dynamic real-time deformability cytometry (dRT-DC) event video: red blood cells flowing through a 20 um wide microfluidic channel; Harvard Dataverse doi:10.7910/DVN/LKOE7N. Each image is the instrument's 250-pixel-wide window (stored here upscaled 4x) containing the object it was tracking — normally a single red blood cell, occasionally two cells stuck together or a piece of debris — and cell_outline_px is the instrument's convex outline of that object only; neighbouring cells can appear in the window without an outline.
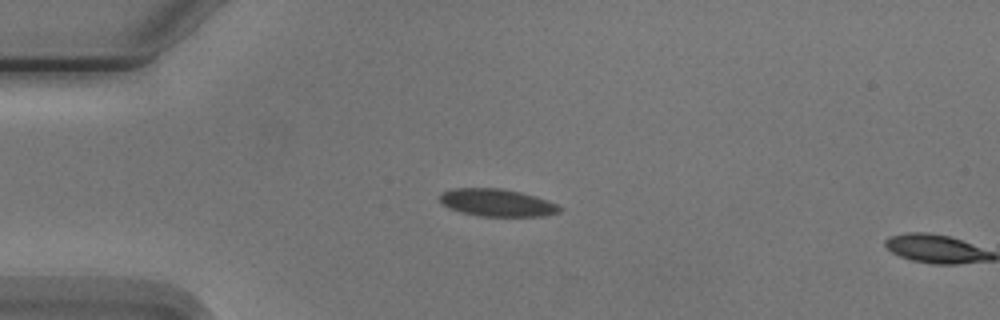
{"species": "Egyptian fruit bat (a non-hibernating species)", "species_latin": "Rousettus aegyptiacus", "temperature_condition": "cold", "stored_images_in_passage": 4, "camera_frame_rate_fps": 3000, "um_per_image_px": 0.085, "animal": {"sex": "male"}, "frame": {"image": 1, "passage_image": 3, "time_ms": 2.333, "image_size_px": [1000, 320], "cell_outline_px": [[564, 208], [560, 212], [544, 216], [480, 216], [460, 212], [448, 208], [440, 204], [440, 192], [452, 188], [500, 188], [520, 192], [536, 196], [548, 200]], "centroid_in_image_um": [42.23, 17.23], "position_along_channel_um": 42.8, "area_um2": 19.42}}